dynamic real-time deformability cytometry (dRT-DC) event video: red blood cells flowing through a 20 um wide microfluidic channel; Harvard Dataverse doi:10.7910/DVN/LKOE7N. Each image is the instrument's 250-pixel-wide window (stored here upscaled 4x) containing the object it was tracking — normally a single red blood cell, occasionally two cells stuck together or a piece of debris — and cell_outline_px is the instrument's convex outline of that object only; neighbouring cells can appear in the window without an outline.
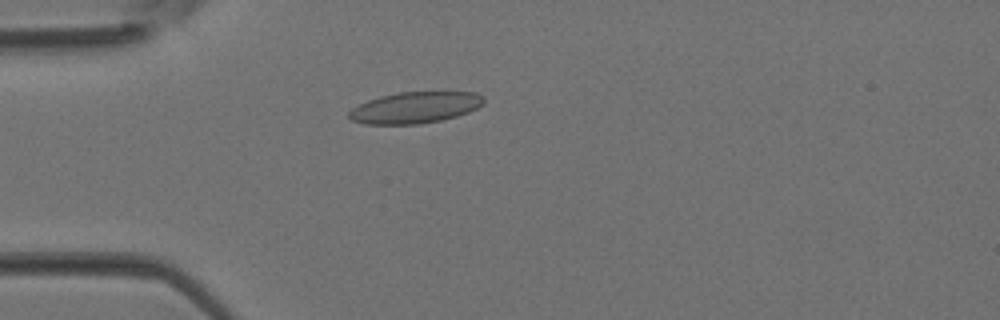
{"species": "Egyptian fruit bat (a non-hibernating species)", "species_latin": "Rousettus aegyptiacus", "temperature_condition": "room temperature", "stored_images_in_passage": 4, "camera_frame_rate_fps": 3000, "um_per_image_px": 0.085, "animal": {"sex": "female"}, "frame": {"image": 1, "passage_image": 4, "time_ms": 1.0, "image_size_px": [1000, 320], "cell_outline_px": [[484, 104], [468, 112], [456, 116], [440, 120], [420, 124], [364, 124], [352, 120], [348, 116], [348, 112], [352, 108], [368, 100], [380, 96], [400, 92], [444, 88], [476, 92], [484, 96]], "centroid_in_image_um": [35.37, 9.08], "position_along_channel_um": 49.6, "area_um2": 25.66}}